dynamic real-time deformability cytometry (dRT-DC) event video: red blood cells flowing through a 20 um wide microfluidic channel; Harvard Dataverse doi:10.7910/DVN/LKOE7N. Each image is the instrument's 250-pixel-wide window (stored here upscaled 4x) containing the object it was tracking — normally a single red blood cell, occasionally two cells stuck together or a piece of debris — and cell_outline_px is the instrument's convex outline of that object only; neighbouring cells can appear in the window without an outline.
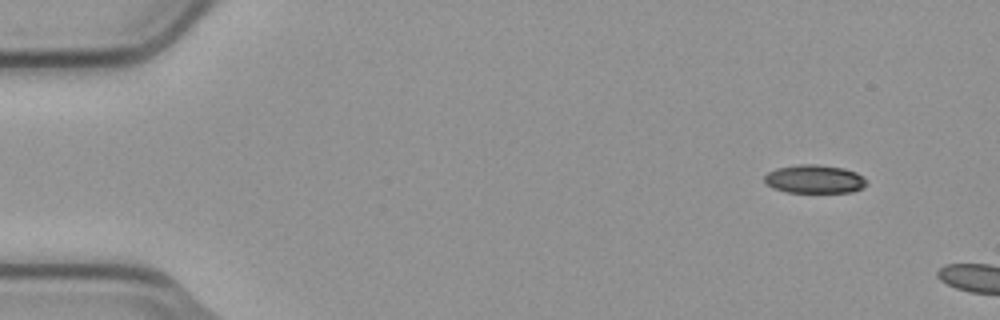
{"species": "common noctule bat (a hibernating species)", "species_latin": "Nyctalus noctula", "temperature_condition": "cold", "stored_images_in_passage": 2, "camera_frame_rate_fps": 3000, "um_per_image_px": 0.085, "animal": {"sex": "male", "body_mass_g": 23.1, "forearm_length_mm": 52.7}, "frame": {"image": 1, "passage_image": 1, "time_ms": 0.0, "image_size_px": [1000, 320], "cell_outline_px": [[864, 184], [860, 188], [852, 192], [788, 192], [772, 188], [764, 180], [764, 176], [768, 172], [776, 168], [800, 164], [816, 164], [844, 168], [856, 172], [864, 180]], "centroid_in_image_um": [69.17, 15.21], "position_along_channel_um": 15.8, "area_um2": 16.65}}